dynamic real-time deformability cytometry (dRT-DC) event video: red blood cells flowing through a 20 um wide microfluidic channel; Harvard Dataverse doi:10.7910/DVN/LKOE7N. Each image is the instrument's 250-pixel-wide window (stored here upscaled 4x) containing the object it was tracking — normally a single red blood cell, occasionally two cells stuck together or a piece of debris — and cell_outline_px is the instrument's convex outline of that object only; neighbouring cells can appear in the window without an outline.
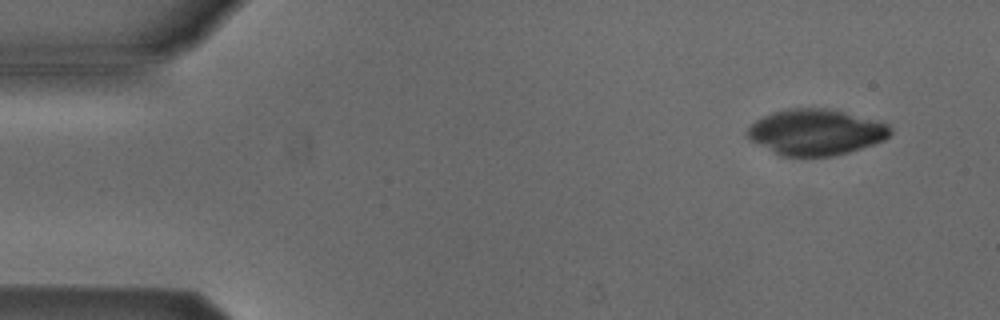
{"species": "Egyptian fruit bat (a non-hibernating species)", "species_latin": "Rousettus aegyptiacus", "temperature_condition": "cold", "stored_images_in_passage": 3, "camera_frame_rate_fps": 3000, "um_per_image_px": 0.085, "animal": {"sex": "male"}, "frame": {"image": 1, "passage_image": 1, "time_ms": 0.0, "image_size_px": [1000, 320], "cell_outline_px": [[892, 132], [884, 140], [836, 156], [780, 156], [748, 140], [748, 128], [756, 120], [764, 116], [776, 112], [792, 108], [824, 108], [888, 124], [892, 128]], "centroid_in_image_um": [69.31, 11.26], "position_along_channel_um": 15.7, "area_um2": 37.69}}